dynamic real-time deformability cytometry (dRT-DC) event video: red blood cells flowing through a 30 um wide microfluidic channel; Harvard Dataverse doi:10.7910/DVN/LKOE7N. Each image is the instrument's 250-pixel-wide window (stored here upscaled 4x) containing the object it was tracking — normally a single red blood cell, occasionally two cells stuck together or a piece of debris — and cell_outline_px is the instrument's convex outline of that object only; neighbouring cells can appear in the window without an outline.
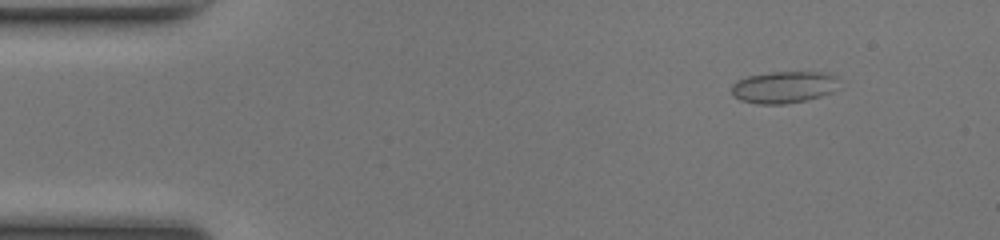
{"species": "common noctule bat (a hibernating species)", "species_latin": "Nyctalus noctula", "temperature_condition": "room temperature", "stored_images_in_passage": 45, "camera_frame_rate_fps": 3000, "um_per_image_px": 0.085, "animal": {"sex": "female", "body_mass_g": 17.0, "forearm_length_mm": 48.0}, "frame": {"image": 1, "passage_image": 1, "time_ms": 0.0, "image_size_px": [1000, 240], "cell_outline_px": [[836, 76], [832, 92], [820, 96], [804, 100], [784, 104], [756, 104], [740, 100], [732, 96], [732, 84], [736, 80], [748, 76], [772, 72], [824, 72]], "centroid_in_image_um": [66.53, 7.41], "position_along_channel_um": 18.5, "area_um2": 19.71}}
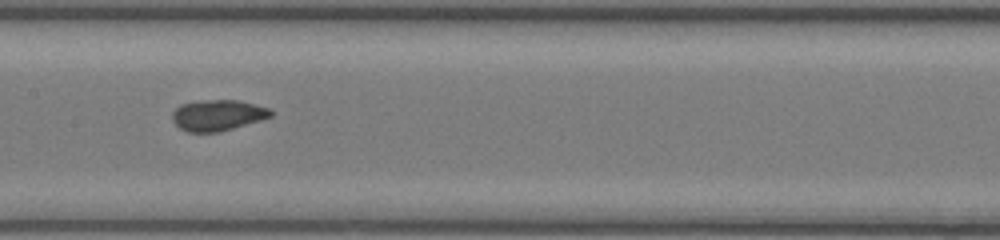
{"frame": {"image": 2, "passage_image": 20, "time_ms": 6.333, "image_size_px": [1000, 240], "cell_outline_px": [[272, 116], [260, 120], [220, 132], [188, 132], [180, 128], [172, 120], [172, 112], [180, 104], [208, 100], [240, 100], [256, 104], [268, 108], [272, 112]], "centroid_in_image_um": [18.5, 9.79], "position_along_channel_um": 188.9, "area_um2": 17.69}}
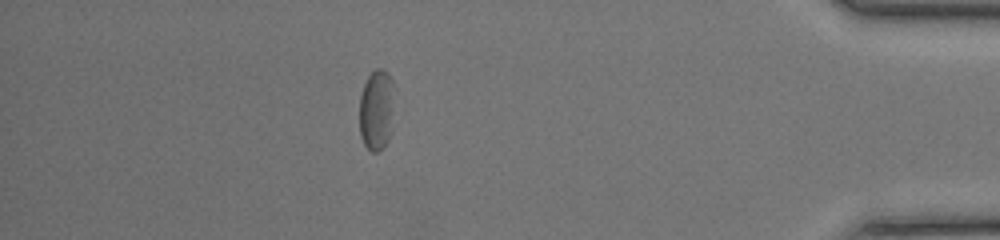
{"frame": {"image": 3, "passage_image": 39, "time_ms": 12.667, "image_size_px": [1000, 240], "cell_outline_px": [[392, 132], [388, 140], [376, 152], [372, 152], [364, 144], [360, 136], [360, 96], [364, 84], [368, 76], [376, 68], [380, 68], [388, 72], [392, 80]], "centroid_in_image_um": [31.99, 9.34], "position_along_channel_um": 403.2, "area_um2": 16.3}, "authors_computed_cell_mechanics": {"area_um2": 17.8024, "velocity_mm_per_s": 4.1578, "shape_relaxation_time_tau1_ms": 2.7826, "shape_relaxation_time_tau2_ms": 3.6744, "deformation_change_tau1": 0.0798, "deformation_change_tau2": 0.0812}}